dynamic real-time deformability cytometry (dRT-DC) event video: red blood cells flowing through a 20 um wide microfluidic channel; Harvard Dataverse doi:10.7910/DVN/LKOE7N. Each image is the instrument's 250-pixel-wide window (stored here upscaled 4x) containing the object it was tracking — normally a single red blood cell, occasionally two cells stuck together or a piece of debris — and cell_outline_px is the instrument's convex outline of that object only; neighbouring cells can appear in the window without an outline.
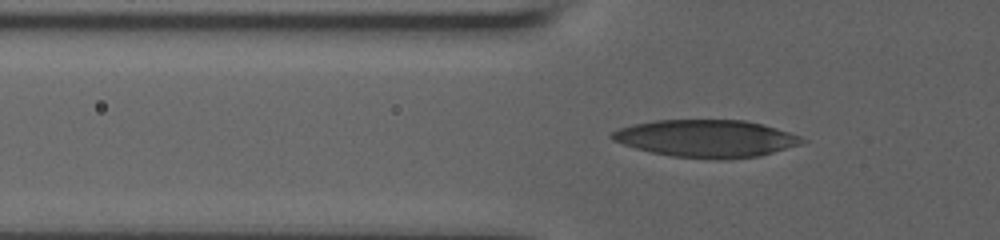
{"species": "human", "species_latin": "Homo sapiens", "temperature_condition": "room temperature", "stored_images_in_passage": 44, "camera_frame_rate_fps": 3000, "um_per_image_px": 0.085, "donor": {"sex": "male"}, "frame": {"image": 1, "passage_image": 6, "time_ms": 1.0, "image_size_px": [1000, 240], "cell_outline_px": [[808, 140], [800, 144], [760, 156], [716, 160], [672, 156], [652, 152], [636, 148], [612, 140], [608, 136], [612, 132], [620, 128], [632, 124], [656, 120], [744, 120], [776, 128], [800, 136]], "centroid_in_image_um": [60.02, 11.77], "position_along_channel_um": 65.8, "area_um2": 41.27}}
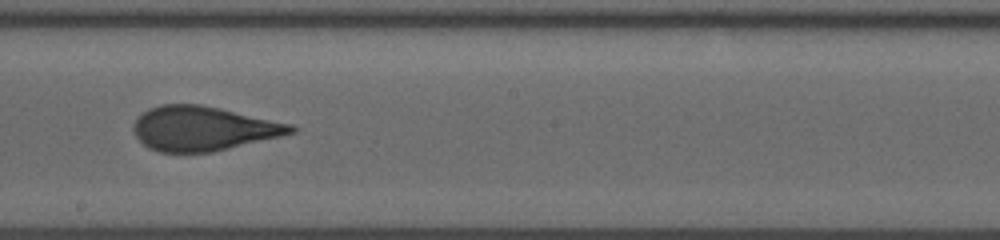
{"frame": {"image": 2, "passage_image": 29, "time_ms": 5.667, "image_size_px": [1000, 240], "cell_outline_px": [[300, 128], [296, 132], [280, 136], [212, 152], [160, 152], [148, 148], [136, 136], [132, 128], [132, 124], [148, 108], [160, 104], [200, 104], [220, 108], [292, 124]], "centroid_in_image_um": [17.27, 10.92], "position_along_channel_um": 230.9, "area_um2": 40.63}}
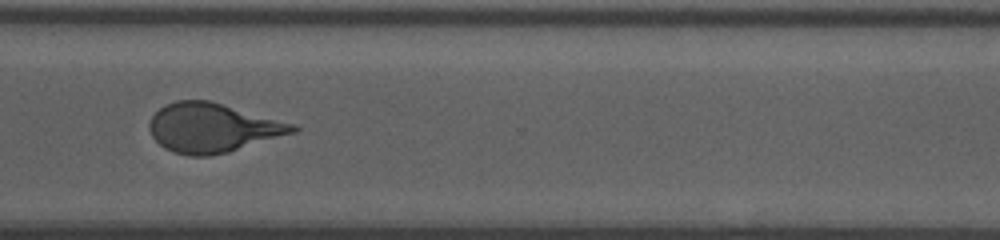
{"frame": {"image": 3, "passage_image": 43, "time_ms": 9.0, "image_size_px": [1000, 240], "cell_outline_px": [[300, 128], [296, 132], [228, 152], [208, 156], [188, 156], [172, 152], [164, 148], [152, 136], [148, 128], [148, 124], [152, 116], [164, 104], [176, 100], [212, 100], [296, 124]], "centroid_in_image_um": [18.07, 10.85], "position_along_channel_um": 352.5, "area_um2": 41.44}}